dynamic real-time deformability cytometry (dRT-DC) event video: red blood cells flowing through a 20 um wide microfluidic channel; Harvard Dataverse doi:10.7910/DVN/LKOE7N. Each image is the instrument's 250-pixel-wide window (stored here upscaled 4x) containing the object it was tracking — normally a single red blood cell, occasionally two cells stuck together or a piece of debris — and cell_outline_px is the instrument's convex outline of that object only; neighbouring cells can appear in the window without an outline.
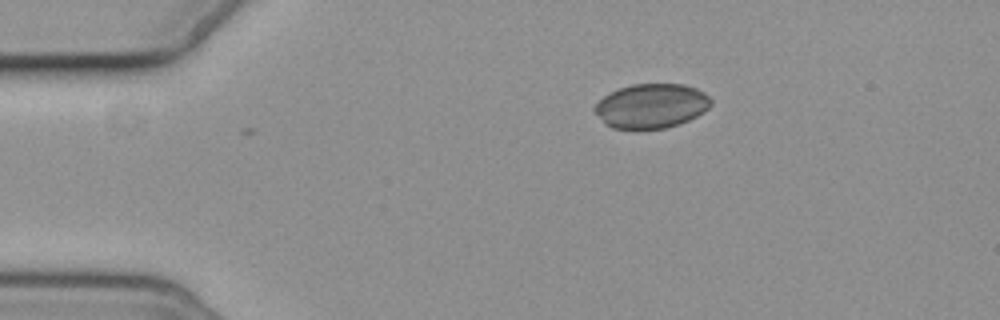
{"species": "common noctule bat (a hibernating species)", "species_latin": "Nyctalus noctula", "temperature_condition": "cold", "stored_images_in_passage": 2, "camera_frame_rate_fps": 3000, "um_per_image_px": 0.085, "animal": {"sex": "female", "body_mass_g": 19.3, "forearm_length_mm": 54.1}, "frame": {"image": 1, "passage_image": 2, "time_ms": 1.0, "image_size_px": [1000, 320], "cell_outline_px": [[712, 104], [704, 112], [680, 124], [664, 128], [636, 132], [612, 128], [604, 124], [592, 108], [604, 96], [620, 88], [632, 84], [684, 84], [696, 88], [704, 92], [712, 100]], "centroid_in_image_um": [55.35, 9.05], "position_along_channel_um": 29.7, "area_um2": 30.75}}